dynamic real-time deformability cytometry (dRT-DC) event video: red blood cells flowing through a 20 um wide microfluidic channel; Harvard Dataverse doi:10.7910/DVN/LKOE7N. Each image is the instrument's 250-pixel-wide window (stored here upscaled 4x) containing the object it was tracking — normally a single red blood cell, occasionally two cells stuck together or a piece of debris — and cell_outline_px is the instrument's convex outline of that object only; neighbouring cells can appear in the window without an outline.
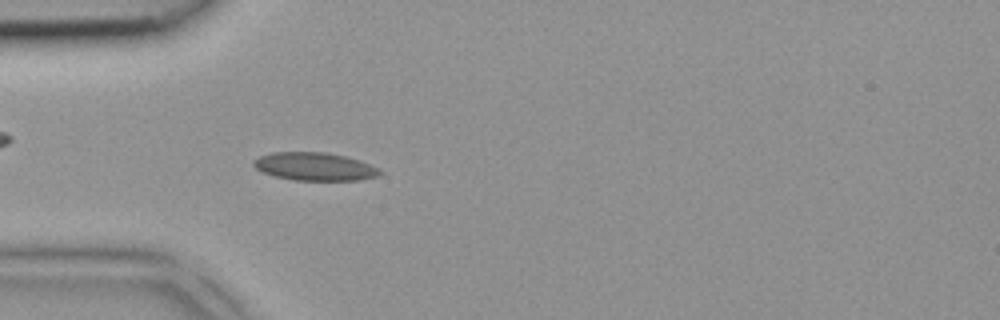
{"species": "common noctule bat (a hibernating species)", "species_latin": "Nyctalus noctula", "temperature_condition": "room temperature", "stored_images_in_passage": 4, "camera_frame_rate_fps": 3000, "um_per_image_px": 0.085, "animal": {"sex": "female", "body_mass_g": 18.4}, "frame": {"image": 1, "passage_image": 4, "time_ms": 1.0, "image_size_px": [1000, 320], "cell_outline_px": [[384, 172], [380, 176], [360, 180], [296, 180], [276, 176], [264, 172], [256, 168], [252, 164], [252, 160], [260, 156], [272, 152], [324, 152], [344, 156], [360, 160], [380, 168]], "centroid_in_image_um": [26.8, 14.15], "position_along_channel_um": 58.2, "area_um2": 20.69}}